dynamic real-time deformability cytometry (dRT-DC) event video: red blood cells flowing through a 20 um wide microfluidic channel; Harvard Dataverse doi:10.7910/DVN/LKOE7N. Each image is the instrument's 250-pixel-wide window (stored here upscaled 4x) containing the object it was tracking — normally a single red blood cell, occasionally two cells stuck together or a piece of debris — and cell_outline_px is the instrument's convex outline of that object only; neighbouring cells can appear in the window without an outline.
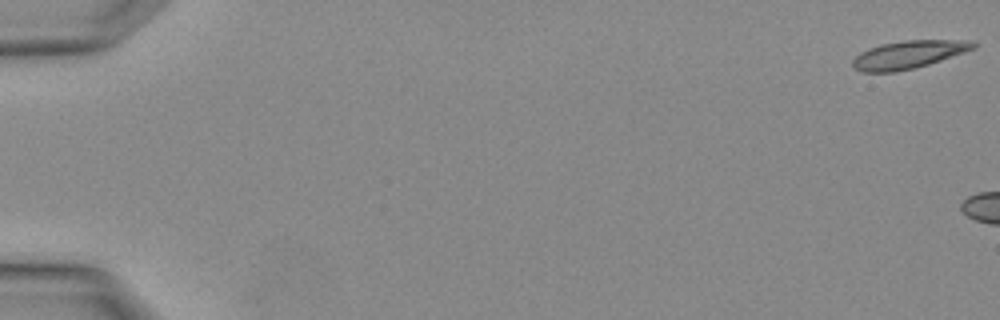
{"species": "Egyptian fruit bat (a non-hibernating species)", "species_latin": "Rousettus aegyptiacus", "temperature_condition": "warm", "stored_images_in_passage": 5, "camera_frame_rate_fps": 3000, "um_per_image_px": 0.085, "animal": {"sex": "female"}, "frame": {"image": 1, "passage_image": 1, "time_ms": 0.0, "image_size_px": [1000, 320], "cell_outline_px": [[980, 44], [976, 48], [928, 64], [896, 72], [860, 72], [852, 64], [852, 60], [860, 52], [868, 48], [880, 44], [904, 40], [972, 40]], "centroid_in_image_um": [77.23, 4.62], "position_along_channel_um": 7.8, "area_um2": 19.65}}